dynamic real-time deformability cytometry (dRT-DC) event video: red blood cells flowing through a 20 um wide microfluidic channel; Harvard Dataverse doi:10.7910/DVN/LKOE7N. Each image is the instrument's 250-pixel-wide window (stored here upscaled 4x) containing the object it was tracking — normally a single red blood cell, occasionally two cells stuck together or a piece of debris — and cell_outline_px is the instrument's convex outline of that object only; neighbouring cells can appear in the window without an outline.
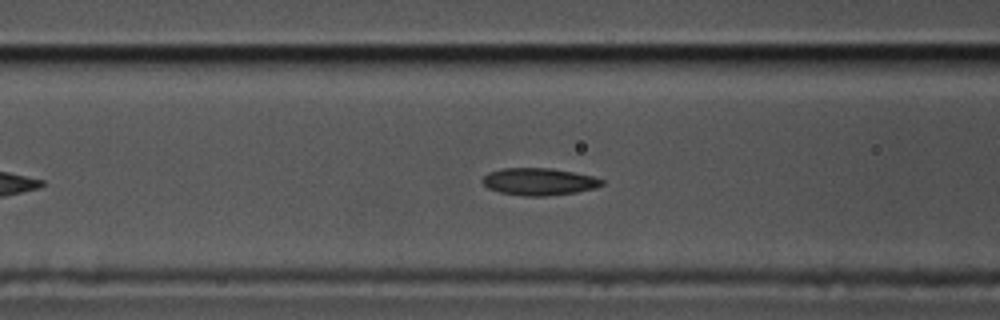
{"species": "common noctule bat (a hibernating species)", "species_latin": "Nyctalus noctula", "temperature_condition": "cold", "stored_images_in_passage": 40, "camera_frame_rate_fps": 3000, "um_per_image_px": 0.085, "animal": {"sex": "male", "body_mass_g": 17.5, "forearm_length_mm": 52.3}, "frame": {"image": 1, "passage_image": 18, "time_ms": 5.667, "image_size_px": [1000, 320], "cell_outline_px": [[600, 184], [588, 188], [572, 192], [504, 192], [492, 188], [484, 184], [484, 176], [492, 172], [508, 168], [540, 168], [568, 172], [588, 176], [600, 180]], "centroid_in_image_um": [45.73, 15.36], "position_along_channel_um": 120.9, "area_um2": 16.13}}
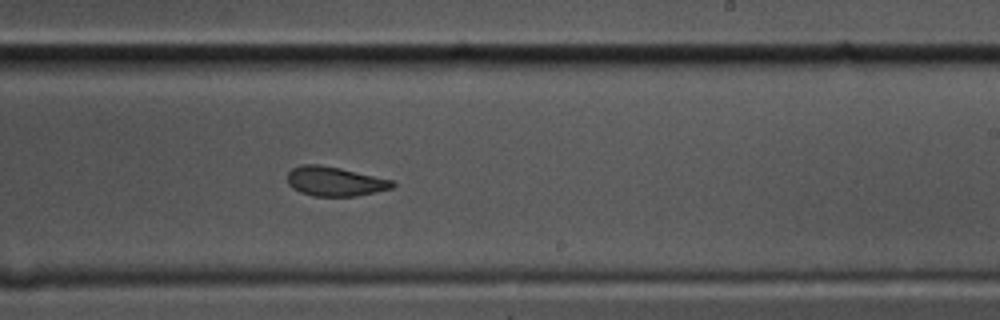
{"frame": {"image": 2, "passage_image": 30, "time_ms": 9.667, "image_size_px": [1000, 320], "cell_outline_px": [[392, 184], [388, 188], [352, 196], [320, 196], [304, 192], [296, 188], [288, 180], [288, 176], [296, 168], [336, 168], [388, 180]], "centroid_in_image_um": [28.49, 15.48], "position_along_channel_um": 260.5, "area_um2": 15.55}}
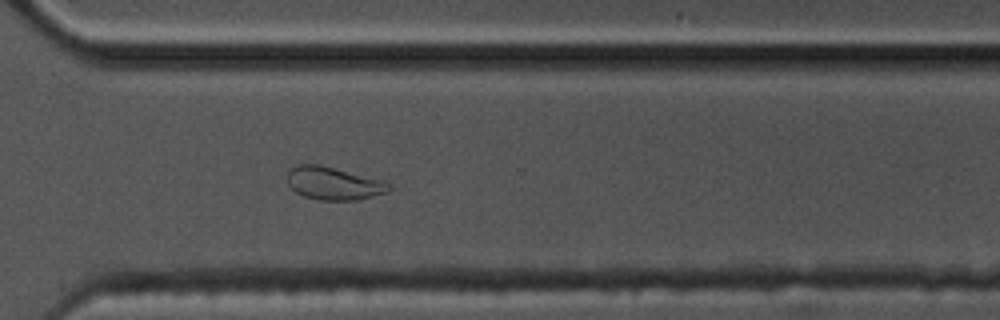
{"frame": {"image": 3, "passage_image": 37, "time_ms": 12.0, "image_size_px": [1000, 320], "cell_outline_px": [[380, 192], [368, 196], [344, 200], [324, 200], [308, 196], [300, 192], [296, 188], [292, 168], [308, 164], [328, 168], [368, 180]], "centroid_in_image_um": [28.11, 15.62], "position_along_channel_um": 342.5, "area_um2": 15.2}, "authors_computed_cell_mechanics": {"area_um2": 16.1262, "velocity_mm_per_s": 3.5037, "shape_relaxation_time_tau1_ms": null, "shape_relaxation_time_tau2_ms": 2.3606, "deformation_change_tau1": null, "deformation_change_tau2": 0.0846}}